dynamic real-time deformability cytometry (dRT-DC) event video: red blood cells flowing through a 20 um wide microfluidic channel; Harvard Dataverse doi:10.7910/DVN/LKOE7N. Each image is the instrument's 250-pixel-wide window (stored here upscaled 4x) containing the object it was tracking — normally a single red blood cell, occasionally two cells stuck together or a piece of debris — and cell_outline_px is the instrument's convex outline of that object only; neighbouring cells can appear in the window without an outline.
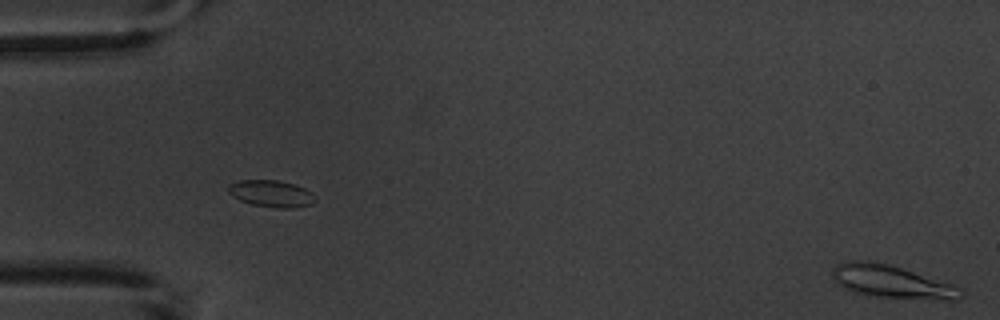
{"species": "common noctule bat (a hibernating species)", "species_latin": "Nyctalus noctula", "temperature_condition": "warm", "stored_images_in_passage": 4, "segment_of_instrument_passage": [2, 2], "camera_frame_rate_fps": 3000, "um_per_image_px": 0.085, "animal": {"sex": "male", "body_mass_g": 20.1, "forearm_length_mm": 53.5}, "frame": {"image": 1, "passage_image": 4, "time_ms": 3.667, "image_size_px": [1000, 320], "cell_outline_px": [[964, 296], [956, 300], [944, 300], [876, 296], [856, 292], [844, 288], [836, 284], [832, 276], [832, 268], [836, 264], [848, 260], [860, 260], [888, 264], [960, 288], [964, 292]], "centroid_in_image_um": [75.72, 23.95], "position_along_channel_um": 9.3, "area_um2": 23.99}}